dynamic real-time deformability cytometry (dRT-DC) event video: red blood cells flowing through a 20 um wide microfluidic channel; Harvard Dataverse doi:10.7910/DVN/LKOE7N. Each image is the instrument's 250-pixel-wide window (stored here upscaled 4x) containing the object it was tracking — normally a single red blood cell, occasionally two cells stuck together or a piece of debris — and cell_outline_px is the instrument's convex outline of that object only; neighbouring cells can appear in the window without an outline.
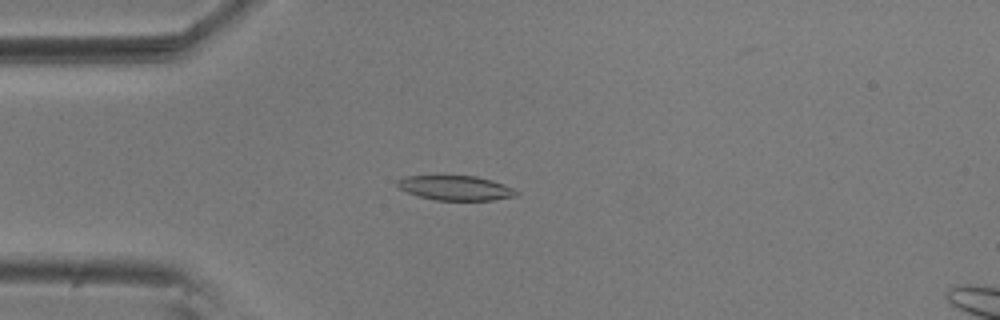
{"species": "common noctule bat (a hibernating species)", "species_latin": "Nyctalus noctula", "temperature_condition": "room temperature", "stored_images_in_passage": 45, "camera_frame_rate_fps": 3000, "um_per_image_px": 0.085, "animal": {"sex": "male", "body_mass_g": 20.5, "forearm_length_mm": 52.5}, "frame": {"image": 1, "passage_image": 10, "time_ms": 3.0, "image_size_px": [1000, 320], "cell_outline_px": [[520, 192], [516, 196], [492, 200], [436, 200], [420, 196], [408, 192], [400, 188], [396, 184], [396, 180], [404, 176], [476, 176], [492, 180], [504, 184]], "centroid_in_image_um": [38.74, 15.97], "position_along_channel_um": 46.3, "area_um2": 16.99}}
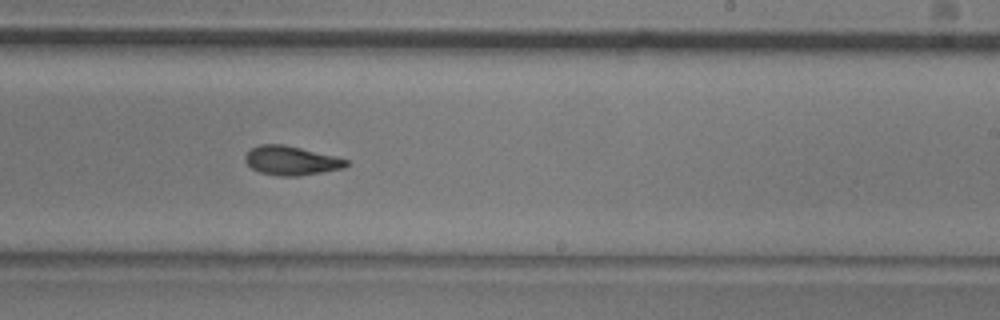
{"frame": {"image": 2, "passage_image": 29, "time_ms": 9.333, "image_size_px": [1000, 320], "cell_outline_px": [[348, 164], [344, 168], [300, 176], [280, 176], [260, 172], [252, 168], [244, 160], [244, 156], [252, 148], [260, 144], [284, 144], [336, 156], [348, 160]], "centroid_in_image_um": [24.76, 13.65], "position_along_channel_um": 264.2, "area_um2": 17.11}}
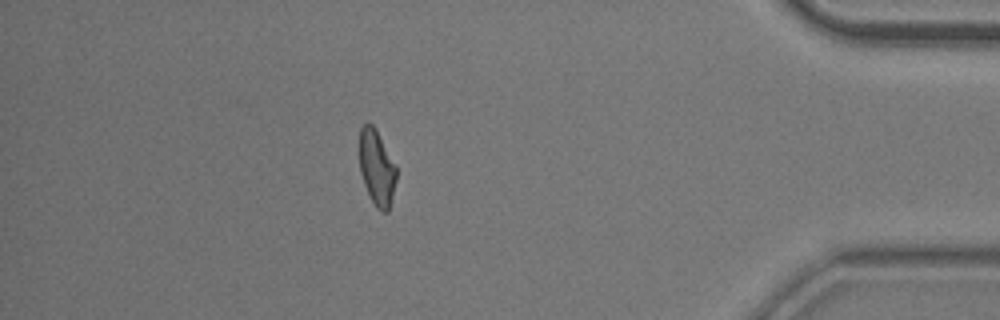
{"frame": {"image": 3, "passage_image": 44, "time_ms": 14.333, "image_size_px": [1000, 320], "cell_outline_px": [[396, 180], [388, 212], [380, 212], [376, 208], [364, 184], [360, 172], [360, 128], [364, 124], [372, 124], [376, 128], [396, 168]], "centroid_in_image_um": [32.02, 14.27], "position_along_channel_um": 403.2, "area_um2": 15.95}}